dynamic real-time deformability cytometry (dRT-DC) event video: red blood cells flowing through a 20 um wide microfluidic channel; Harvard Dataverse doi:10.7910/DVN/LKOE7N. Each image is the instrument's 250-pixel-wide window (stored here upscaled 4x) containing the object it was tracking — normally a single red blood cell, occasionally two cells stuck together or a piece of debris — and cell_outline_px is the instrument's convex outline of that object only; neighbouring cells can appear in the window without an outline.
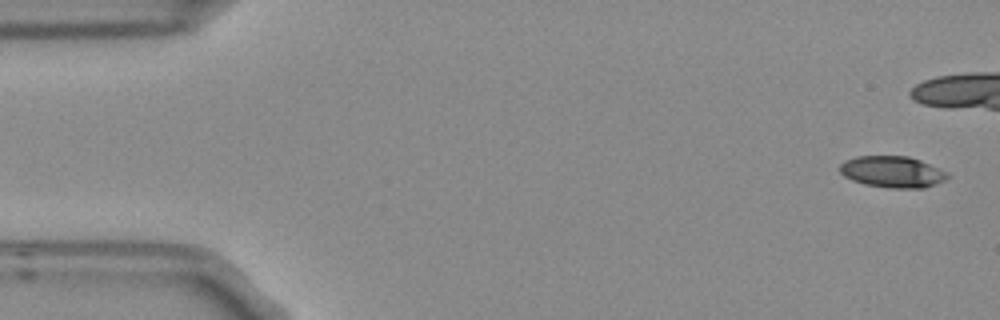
{"species": "Egyptian fruit bat (a non-hibernating species)", "species_latin": "Rousettus aegyptiacus", "temperature_condition": "room temperature", "stored_images_in_passage": 5, "camera_frame_rate_fps": 3000, "um_per_image_px": 0.085, "frame": {"image": 1, "passage_image": 1, "time_ms": 0.0, "image_size_px": [1000, 320], "cell_outline_px": [[948, 176], [944, 180], [936, 184], [924, 188], [888, 188], [864, 184], [852, 180], [844, 176], [840, 172], [840, 164], [844, 160], [856, 156], [908, 156], [920, 160], [948, 172]], "centroid_in_image_um": [75.83, 14.6], "position_along_channel_um": 9.2, "area_um2": 19.77}}